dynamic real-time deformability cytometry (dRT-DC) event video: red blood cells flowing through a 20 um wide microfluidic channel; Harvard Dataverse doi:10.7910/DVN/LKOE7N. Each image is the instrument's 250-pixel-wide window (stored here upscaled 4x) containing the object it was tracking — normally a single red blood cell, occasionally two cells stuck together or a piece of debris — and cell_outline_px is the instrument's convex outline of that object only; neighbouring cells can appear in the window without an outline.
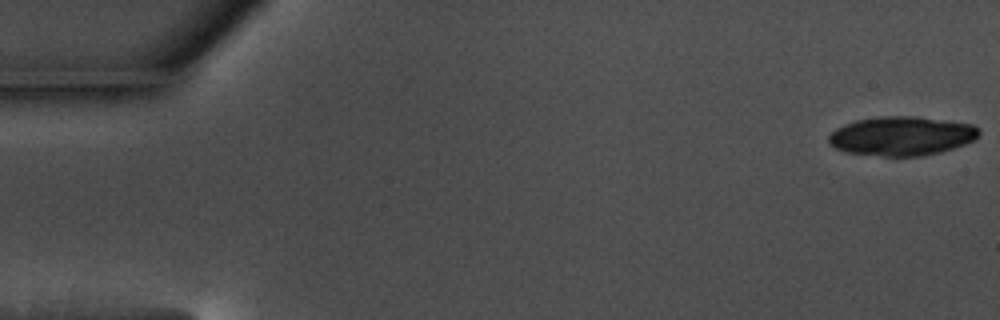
{"species": "common noctule bat (a hibernating species)", "species_latin": "Nyctalus noctula", "temperature_condition": "warm", "stored_images_in_passage": 54, "camera_frame_rate_fps": 3000, "um_per_image_px": 0.085, "animal": {"sex": "male", "body_mass_g": 17.5, "forearm_length_mm": 52.3}, "frame": {"image": 1, "passage_image": 1, "time_ms": 0.0, "image_size_px": [1000, 320], "cell_outline_px": [[980, 136], [976, 140], [940, 152], [924, 156], [884, 156], [848, 152], [836, 148], [828, 144], [828, 136], [836, 128], [844, 124], [856, 120], [880, 116], [916, 116], [972, 124], [980, 128]], "centroid_in_image_um": [76.66, 11.55], "position_along_channel_um": 8.3, "area_um2": 34.39}}
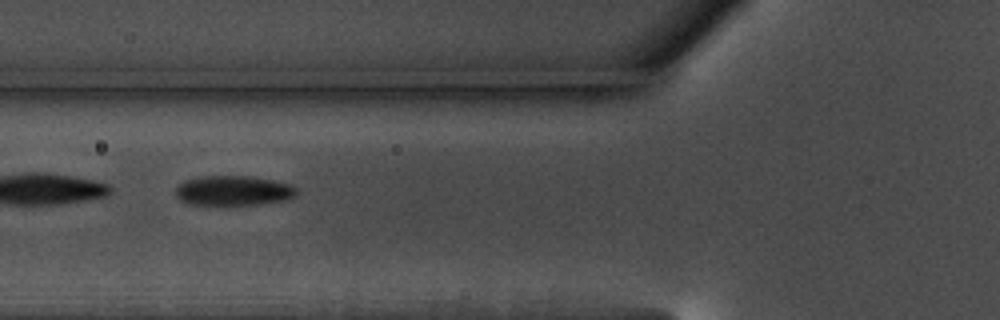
{"frame": {"image": 2, "passage_image": 22, "time_ms": 7.0, "image_size_px": [1000, 320], "cell_outline_px": [[296, 196], [284, 200], [256, 204], [188, 204], [180, 200], [176, 196], [176, 188], [184, 180], [204, 176], [248, 176], [272, 180], [292, 184], [296, 188]], "centroid_in_image_um": [19.83, 16.19], "position_along_channel_um": 106.0, "area_um2": 20.81}}
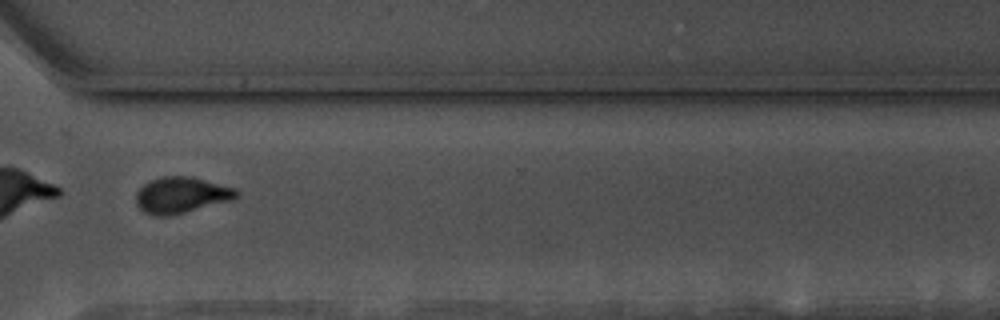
{"frame": {"image": 3, "passage_image": 43, "time_ms": 14.0, "image_size_px": [1000, 320], "cell_outline_px": [[240, 196], [232, 200], [168, 216], [156, 216], [144, 212], [136, 204], [136, 192], [144, 184], [160, 176], [192, 176], [236, 188], [240, 192]], "centroid_in_image_um": [15.43, 16.57], "position_along_channel_um": 355.2, "area_um2": 21.21}}